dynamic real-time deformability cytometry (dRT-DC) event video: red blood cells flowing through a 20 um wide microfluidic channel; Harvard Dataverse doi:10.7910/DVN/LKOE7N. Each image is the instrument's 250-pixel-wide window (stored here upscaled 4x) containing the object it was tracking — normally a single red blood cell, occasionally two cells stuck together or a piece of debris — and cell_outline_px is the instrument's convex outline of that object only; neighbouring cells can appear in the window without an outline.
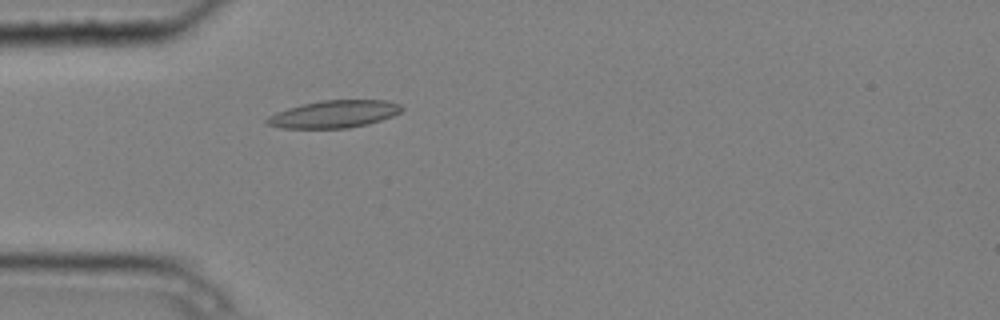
{"species": "common noctule bat (a hibernating species)", "species_latin": "Nyctalus noctula", "temperature_condition": "cold", "stored_images_in_passage": 3, "camera_frame_rate_fps": 3000, "um_per_image_px": 0.085, "animal": {"sex": "male", "body_mass_g": 20.4}, "frame": {"image": 1, "passage_image": 3, "time_ms": 0.667, "image_size_px": [1000, 320], "cell_outline_px": [[404, 108], [400, 112], [392, 116], [368, 124], [348, 128], [280, 128], [264, 124], [264, 120], [268, 116], [276, 112], [300, 104], [324, 100], [388, 100], [400, 104]], "centroid_in_image_um": [28.36, 9.7], "position_along_channel_um": 56.6, "area_um2": 21.68}}